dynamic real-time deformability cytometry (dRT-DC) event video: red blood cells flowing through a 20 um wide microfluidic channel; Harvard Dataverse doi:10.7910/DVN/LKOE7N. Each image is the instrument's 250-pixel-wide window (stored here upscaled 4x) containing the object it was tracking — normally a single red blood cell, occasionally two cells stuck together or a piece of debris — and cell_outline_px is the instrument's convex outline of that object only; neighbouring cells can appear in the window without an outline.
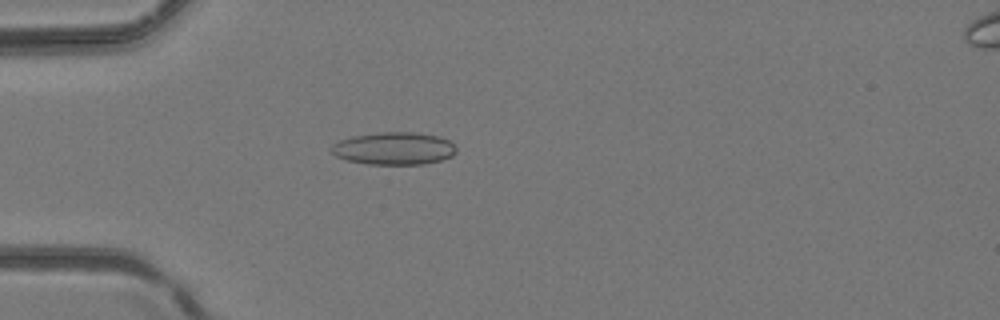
{"species": "common noctule bat (a hibernating species)", "species_latin": "Nyctalus noctula", "temperature_condition": "room temperature", "stored_images_in_passage": 42, "camera_frame_rate_fps": 3000, "um_per_image_px": 0.085, "animal": {"sex": "female", "body_mass_g": 24.6, "forearm_length_mm": 56.2}, "frame": {"image": 1, "passage_image": 13, "time_ms": 4.0, "image_size_px": [1000, 320], "cell_outline_px": [[456, 152], [452, 156], [440, 160], [424, 164], [368, 164], [348, 160], [336, 156], [332, 152], [332, 144], [340, 140], [352, 136], [380, 132], [416, 132], [440, 136], [448, 140], [456, 148]], "centroid_in_image_um": [33.5, 12.61], "position_along_channel_um": 51.5, "area_um2": 23.64}}
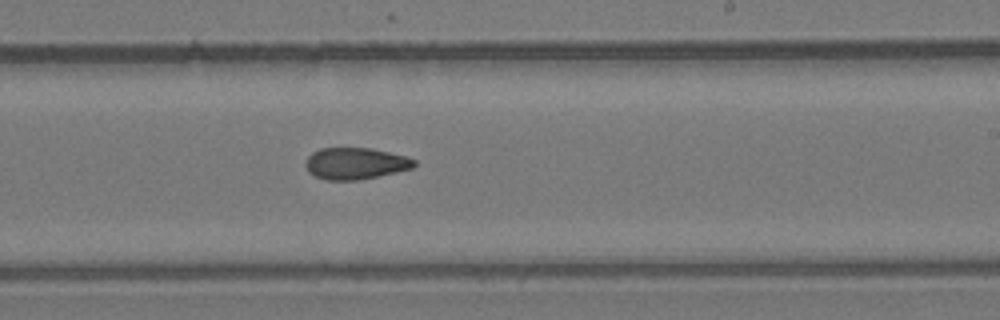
{"frame": {"image": 2, "passage_image": 26, "time_ms": 8.333, "image_size_px": [1000, 320], "cell_outline_px": [[416, 164], [412, 168], [376, 176], [356, 180], [328, 180], [316, 176], [308, 172], [304, 164], [308, 156], [312, 152], [320, 148], [372, 148], [408, 156], [416, 160]], "centroid_in_image_um": [30.2, 13.88], "position_along_channel_um": 258.8, "area_um2": 20.0}}
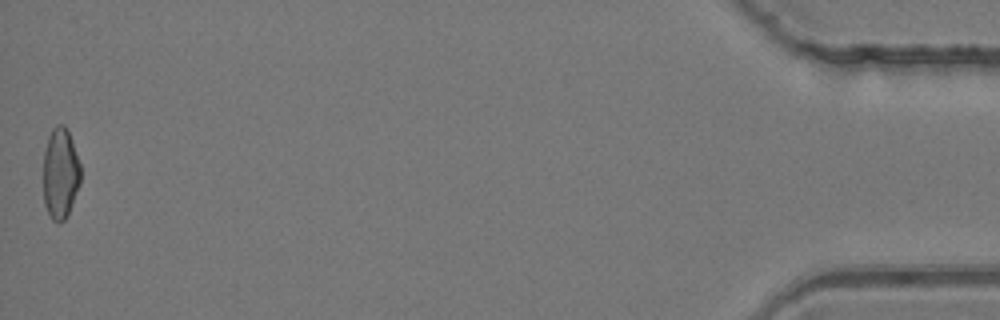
{"frame": {"image": 3, "passage_image": 42, "time_ms": 13.667, "image_size_px": [1000, 320], "cell_outline_px": [[80, 184], [68, 212], [64, 220], [52, 220], [44, 204], [44, 152], [48, 136], [52, 128], [56, 124], [64, 124], [72, 140], [80, 164]], "centroid_in_image_um": [5.13, 14.69], "position_along_channel_um": 430.1, "area_um2": 19.54}}